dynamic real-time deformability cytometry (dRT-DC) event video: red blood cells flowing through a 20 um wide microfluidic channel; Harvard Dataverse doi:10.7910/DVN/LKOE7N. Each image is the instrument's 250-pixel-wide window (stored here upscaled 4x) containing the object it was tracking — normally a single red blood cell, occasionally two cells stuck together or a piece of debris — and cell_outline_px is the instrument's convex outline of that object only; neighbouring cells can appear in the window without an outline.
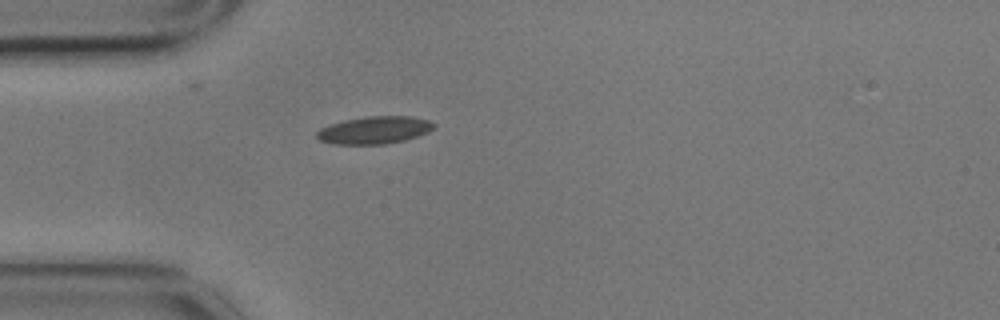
{"species": "common noctule bat (a hibernating species)", "species_latin": "Nyctalus noctula", "temperature_condition": "cold", "stored_images_in_passage": 42, "camera_frame_rate_fps": 3000, "um_per_image_px": 0.085, "animal": {"sex": "male", "body_mass_g": 17.9}, "frame": {"image": 1, "passage_image": 1, "time_ms": 0.0, "image_size_px": [1000, 320], "cell_outline_px": [[436, 124], [428, 132], [404, 140], [384, 144], [332, 144], [320, 140], [316, 136], [316, 132], [320, 128], [344, 120], [368, 116], [412, 116], [428, 120]], "centroid_in_image_um": [31.81, 11.05], "position_along_channel_um": 53.2, "area_um2": 18.61}}
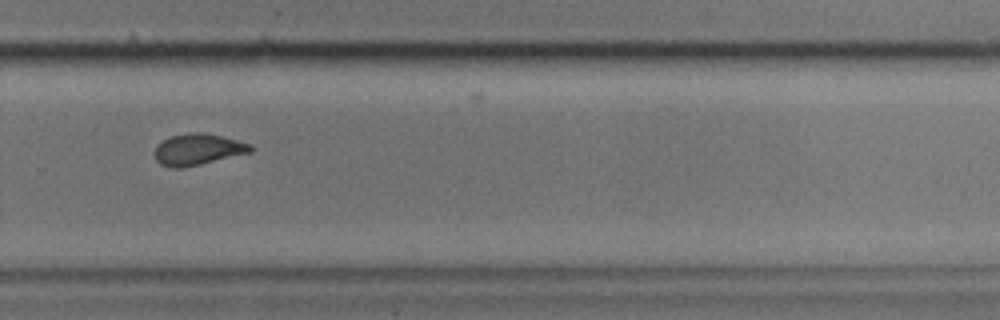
{"frame": {"image": 2, "passage_image": 24, "time_ms": 7.667, "image_size_px": [1000, 320], "cell_outline_px": [[252, 152], [200, 164], [180, 168], [172, 168], [160, 164], [156, 160], [152, 152], [156, 144], [172, 136], [192, 132], [204, 132], [252, 144]], "centroid_in_image_um": [16.77, 12.7], "position_along_channel_um": 313.0, "area_um2": 17.51}}
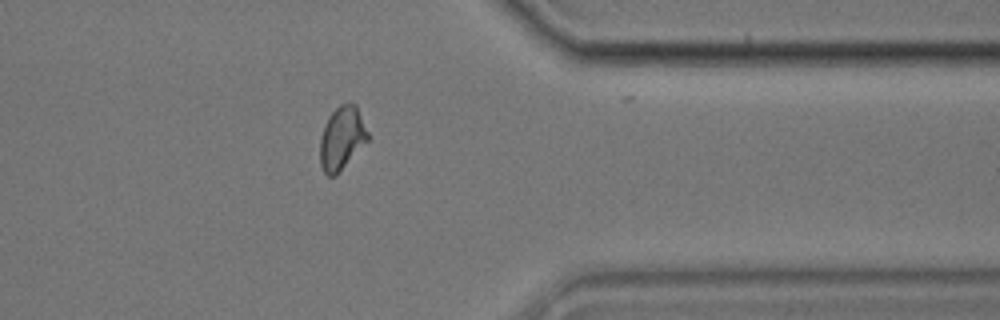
{"frame": {"image": 3, "passage_image": 31, "time_ms": 10.0, "image_size_px": [1000, 320], "cell_outline_px": [[368, 140], [336, 176], [328, 176], [324, 172], [320, 164], [320, 140], [324, 124], [328, 116], [340, 104], [356, 104], [368, 132]], "centroid_in_image_um": [29.04, 11.76], "position_along_channel_um": 382.4, "area_um2": 17.51}, "authors_computed_cell_mechanics": {"area_um2": 17.5712, "velocity_mm_per_s": 3.4731, "shape_relaxation_time_tau1_ms": 5.0758, "shape_relaxation_time_tau2_ms": 1.6209, "deformation_change_tau1": 0.1265, "deformation_change_tau2": 0.0704}}